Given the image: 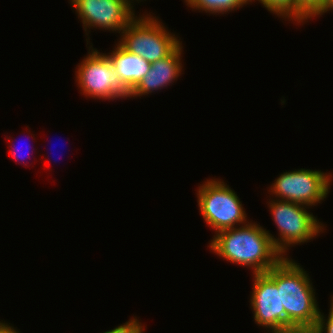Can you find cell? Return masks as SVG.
I'll return each instance as SVG.
<instances>
[{"label": "cell", "mask_w": 333, "mask_h": 333, "mask_svg": "<svg viewBox=\"0 0 333 333\" xmlns=\"http://www.w3.org/2000/svg\"><path fill=\"white\" fill-rule=\"evenodd\" d=\"M252 0H250L251 2ZM255 1V0H254ZM268 11L276 13L277 16L293 19L298 23L307 20L308 17L296 6L294 0H258Z\"/></svg>", "instance_id": "13"}, {"label": "cell", "mask_w": 333, "mask_h": 333, "mask_svg": "<svg viewBox=\"0 0 333 333\" xmlns=\"http://www.w3.org/2000/svg\"><path fill=\"white\" fill-rule=\"evenodd\" d=\"M331 175L308 169L281 174L270 187L276 197L306 206L320 203L330 190Z\"/></svg>", "instance_id": "7"}, {"label": "cell", "mask_w": 333, "mask_h": 333, "mask_svg": "<svg viewBox=\"0 0 333 333\" xmlns=\"http://www.w3.org/2000/svg\"><path fill=\"white\" fill-rule=\"evenodd\" d=\"M188 6L193 9L202 10L209 13H226L233 9L242 7L250 0H185Z\"/></svg>", "instance_id": "12"}, {"label": "cell", "mask_w": 333, "mask_h": 333, "mask_svg": "<svg viewBox=\"0 0 333 333\" xmlns=\"http://www.w3.org/2000/svg\"><path fill=\"white\" fill-rule=\"evenodd\" d=\"M148 16L139 19L136 16L121 32L119 44L128 52L153 63L170 55L181 43L165 30L157 18Z\"/></svg>", "instance_id": "3"}, {"label": "cell", "mask_w": 333, "mask_h": 333, "mask_svg": "<svg viewBox=\"0 0 333 333\" xmlns=\"http://www.w3.org/2000/svg\"><path fill=\"white\" fill-rule=\"evenodd\" d=\"M274 236L258 224L247 223L217 232L210 247L232 263L249 266L254 274L266 273L285 255L274 246Z\"/></svg>", "instance_id": "1"}, {"label": "cell", "mask_w": 333, "mask_h": 333, "mask_svg": "<svg viewBox=\"0 0 333 333\" xmlns=\"http://www.w3.org/2000/svg\"><path fill=\"white\" fill-rule=\"evenodd\" d=\"M278 333H323L319 325L313 324H290Z\"/></svg>", "instance_id": "15"}, {"label": "cell", "mask_w": 333, "mask_h": 333, "mask_svg": "<svg viewBox=\"0 0 333 333\" xmlns=\"http://www.w3.org/2000/svg\"><path fill=\"white\" fill-rule=\"evenodd\" d=\"M201 214L215 232L245 224L246 213L237 194L222 181L207 180L197 191Z\"/></svg>", "instance_id": "4"}, {"label": "cell", "mask_w": 333, "mask_h": 333, "mask_svg": "<svg viewBox=\"0 0 333 333\" xmlns=\"http://www.w3.org/2000/svg\"><path fill=\"white\" fill-rule=\"evenodd\" d=\"M296 6L308 17L312 18L322 7L324 0H294Z\"/></svg>", "instance_id": "14"}, {"label": "cell", "mask_w": 333, "mask_h": 333, "mask_svg": "<svg viewBox=\"0 0 333 333\" xmlns=\"http://www.w3.org/2000/svg\"><path fill=\"white\" fill-rule=\"evenodd\" d=\"M144 327L136 318L130 319L123 325H120L112 330L104 333H143Z\"/></svg>", "instance_id": "16"}, {"label": "cell", "mask_w": 333, "mask_h": 333, "mask_svg": "<svg viewBox=\"0 0 333 333\" xmlns=\"http://www.w3.org/2000/svg\"><path fill=\"white\" fill-rule=\"evenodd\" d=\"M122 84L131 91L148 73L151 63L141 56L132 54L119 43L110 55H107Z\"/></svg>", "instance_id": "11"}, {"label": "cell", "mask_w": 333, "mask_h": 333, "mask_svg": "<svg viewBox=\"0 0 333 333\" xmlns=\"http://www.w3.org/2000/svg\"><path fill=\"white\" fill-rule=\"evenodd\" d=\"M88 53L76 71L83 95L108 100L129 97L130 91L120 81L107 55L94 48Z\"/></svg>", "instance_id": "6"}, {"label": "cell", "mask_w": 333, "mask_h": 333, "mask_svg": "<svg viewBox=\"0 0 333 333\" xmlns=\"http://www.w3.org/2000/svg\"><path fill=\"white\" fill-rule=\"evenodd\" d=\"M181 49L182 45H179L170 55L151 63L150 70L130 91L129 97L146 95L174 82L181 74Z\"/></svg>", "instance_id": "10"}, {"label": "cell", "mask_w": 333, "mask_h": 333, "mask_svg": "<svg viewBox=\"0 0 333 333\" xmlns=\"http://www.w3.org/2000/svg\"><path fill=\"white\" fill-rule=\"evenodd\" d=\"M265 274L280 290L281 306L285 309V327L317 322L320 310L315 292L309 276L298 263L283 257Z\"/></svg>", "instance_id": "2"}, {"label": "cell", "mask_w": 333, "mask_h": 333, "mask_svg": "<svg viewBox=\"0 0 333 333\" xmlns=\"http://www.w3.org/2000/svg\"><path fill=\"white\" fill-rule=\"evenodd\" d=\"M269 203L280 234V238L274 239V246L282 255L290 245L308 242L322 231L323 225L304 205L280 199Z\"/></svg>", "instance_id": "5"}, {"label": "cell", "mask_w": 333, "mask_h": 333, "mask_svg": "<svg viewBox=\"0 0 333 333\" xmlns=\"http://www.w3.org/2000/svg\"><path fill=\"white\" fill-rule=\"evenodd\" d=\"M14 149H15V148H13V150H12V151H13V152H12V155H13L14 158L16 157V158L18 159V161H19V158H20V157H19V154L17 153V152H19V150H18V149H15V150H14ZM16 153H17L18 155H17ZM20 154H21V153H20ZM26 154H27V153H26Z\"/></svg>", "instance_id": "20"}, {"label": "cell", "mask_w": 333, "mask_h": 333, "mask_svg": "<svg viewBox=\"0 0 333 333\" xmlns=\"http://www.w3.org/2000/svg\"><path fill=\"white\" fill-rule=\"evenodd\" d=\"M133 1V0H132ZM82 19L84 30L87 27H99L122 32L135 18L130 0H71Z\"/></svg>", "instance_id": "8"}, {"label": "cell", "mask_w": 333, "mask_h": 333, "mask_svg": "<svg viewBox=\"0 0 333 333\" xmlns=\"http://www.w3.org/2000/svg\"><path fill=\"white\" fill-rule=\"evenodd\" d=\"M332 9H333V0H324L321 9L313 17L317 15H323V13H326L327 11Z\"/></svg>", "instance_id": "18"}, {"label": "cell", "mask_w": 333, "mask_h": 333, "mask_svg": "<svg viewBox=\"0 0 333 333\" xmlns=\"http://www.w3.org/2000/svg\"><path fill=\"white\" fill-rule=\"evenodd\" d=\"M330 312L328 315V319H324L325 317L319 312V316L317 319V324L319 325L320 329L324 333H333V296L331 298V304H330ZM326 321V323H325Z\"/></svg>", "instance_id": "17"}, {"label": "cell", "mask_w": 333, "mask_h": 333, "mask_svg": "<svg viewBox=\"0 0 333 333\" xmlns=\"http://www.w3.org/2000/svg\"><path fill=\"white\" fill-rule=\"evenodd\" d=\"M0 333H19L13 326H9L7 323H3L0 321Z\"/></svg>", "instance_id": "19"}, {"label": "cell", "mask_w": 333, "mask_h": 333, "mask_svg": "<svg viewBox=\"0 0 333 333\" xmlns=\"http://www.w3.org/2000/svg\"><path fill=\"white\" fill-rule=\"evenodd\" d=\"M253 285L250 301L255 322L270 328L272 333H278L285 328V309L281 306L280 290L265 273L254 274Z\"/></svg>", "instance_id": "9"}]
</instances>
